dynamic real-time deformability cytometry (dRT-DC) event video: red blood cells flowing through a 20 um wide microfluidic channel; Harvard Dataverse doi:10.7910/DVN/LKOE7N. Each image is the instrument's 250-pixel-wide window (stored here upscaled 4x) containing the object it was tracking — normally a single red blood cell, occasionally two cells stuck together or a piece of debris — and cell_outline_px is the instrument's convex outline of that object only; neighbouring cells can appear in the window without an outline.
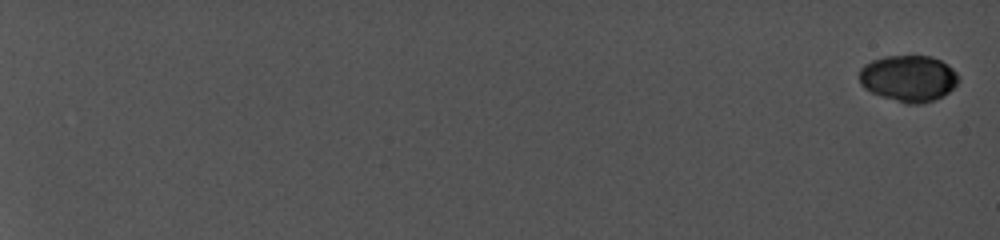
{"species": "common noctule bat (a hibernating species)", "species_latin": "Nyctalus noctula", "temperature_condition": "cold", "stored_images_in_passage": 16, "camera_frame_rate_fps": 5000, "um_per_image_px": 0.085, "animal": {"sex": "female", "body_mass_g": 19.0, "forearm_length_mm": 56.7}, "frame": {"image": 1, "passage_image": 1, "time_ms": 0.0, "image_size_px": [1000, 240], "cell_outline_px": [[960, 80], [944, 96], [936, 100], [920, 104], [904, 104], [880, 96], [864, 88], [860, 84], [860, 68], [864, 64], [872, 60], [888, 56], [932, 56], [948, 64], [956, 72]], "centroid_in_image_um": [77.23, 6.67], "position_along_channel_um": 7.8, "area_um2": 27.05}}
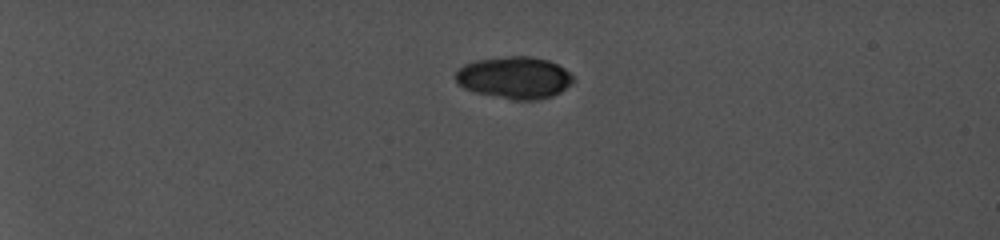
{"frame": {"image": 2, "passage_image": 12, "time_ms": 6.0, "image_size_px": [1000, 240], "cell_outline_px": [[572, 80], [560, 92], [552, 96], [540, 100], [508, 100], [476, 92], [464, 88], [456, 80], [456, 72], [460, 68], [468, 64], [484, 60], [544, 60], [556, 64], [568, 72], [572, 76]], "centroid_in_image_um": [43.72, 6.7], "position_along_channel_um": 41.3, "area_um2": 26.93}}